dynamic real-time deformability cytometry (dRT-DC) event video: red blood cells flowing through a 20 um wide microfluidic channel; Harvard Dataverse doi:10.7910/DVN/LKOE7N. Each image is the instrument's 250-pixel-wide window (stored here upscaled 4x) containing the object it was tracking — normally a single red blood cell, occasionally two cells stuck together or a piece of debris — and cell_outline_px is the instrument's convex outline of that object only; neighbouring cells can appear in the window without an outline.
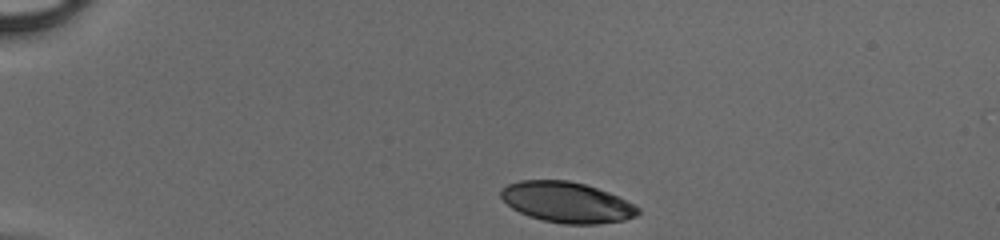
{"species": "human", "species_latin": "Homo sapiens", "temperature_condition": "cold", "stored_images_in_passage": 34, "camera_frame_rate_fps": 3000, "um_per_image_px": 0.085, "donor": {"sex": "male"}, "frame": {"image": 1, "passage_image": 1, "time_ms": 0.0, "image_size_px": [1000, 240], "cell_outline_px": [[640, 212], [636, 216], [624, 220], [596, 224], [564, 224], [544, 220], [528, 216], [512, 208], [500, 196], [500, 192], [508, 184], [520, 180], [568, 180], [584, 184], [608, 192], [640, 208]], "centroid_in_image_um": [48.17, 17.2], "position_along_channel_um": 36.8, "area_um2": 32.14}}
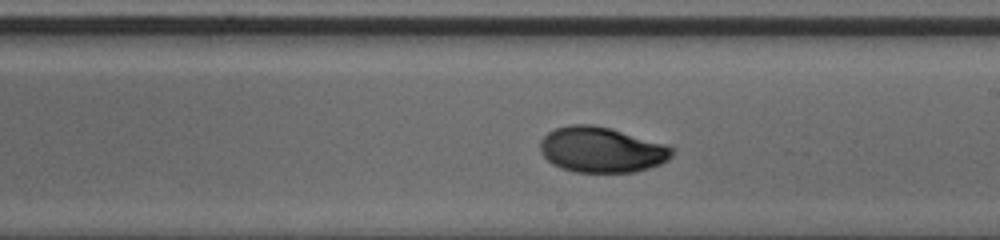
{"frame": {"image": 2, "passage_image": 20, "time_ms": 6.333, "image_size_px": [1000, 240], "cell_outline_px": [[672, 156], [668, 160], [660, 164], [636, 172], [576, 172], [552, 164], [540, 152], [540, 140], [548, 132], [556, 128], [568, 124], [592, 124], [608, 128], [664, 144], [672, 148]], "centroid_in_image_um": [51.09, 12.73], "position_along_channel_um": 237.9, "area_um2": 34.62}}
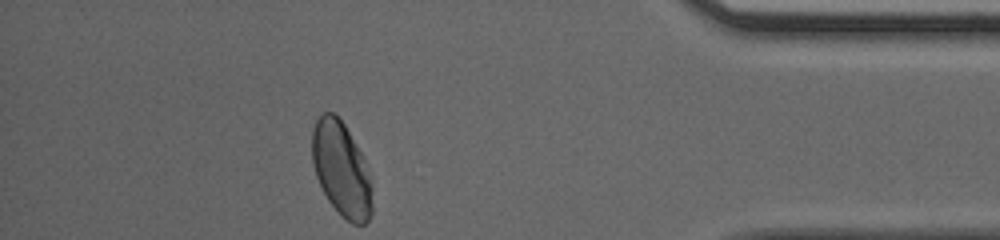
{"frame": {"image": 3, "passage_image": 34, "time_ms": 11.0, "image_size_px": [1000, 240], "cell_outline_px": [[372, 212], [368, 220], [364, 224], [352, 224], [340, 216], [328, 200], [316, 176], [312, 164], [312, 132], [316, 120], [324, 112], [332, 112], [344, 124], [360, 152], [364, 160], [372, 188]], "centroid_in_image_um": [29.01, 14.42], "position_along_channel_um": 406.2, "area_um2": 32.83}}